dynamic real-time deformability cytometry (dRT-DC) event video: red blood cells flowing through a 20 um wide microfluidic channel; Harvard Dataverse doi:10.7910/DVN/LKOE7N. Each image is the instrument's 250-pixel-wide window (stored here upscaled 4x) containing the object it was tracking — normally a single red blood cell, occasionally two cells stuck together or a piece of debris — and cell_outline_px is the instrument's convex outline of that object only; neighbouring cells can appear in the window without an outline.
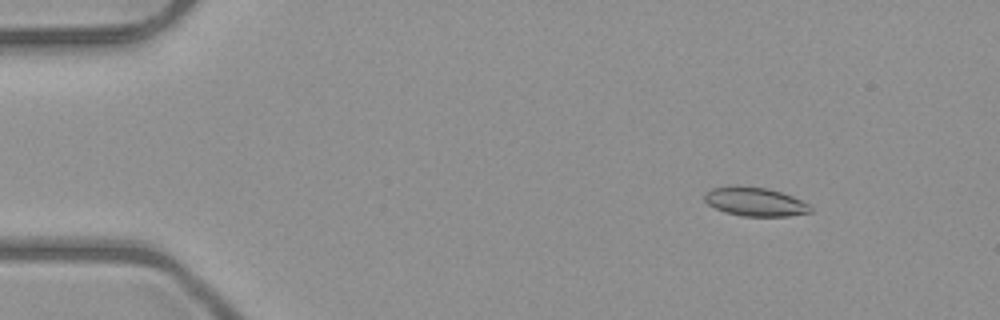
{"species": "common noctule bat (a hibernating species)", "species_latin": "Nyctalus noctula", "temperature_condition": "room temperature", "stored_images_in_passage": 52, "camera_frame_rate_fps": 3000, "um_per_image_px": 0.085, "animal": {"sex": "male", "body_mass_g": 23.1, "forearm_length_mm": 52.7}, "frame": {"image": 1, "passage_image": 7, "time_ms": 2.0, "image_size_px": [1000, 320], "cell_outline_px": [[812, 212], [788, 216], [744, 216], [724, 212], [708, 204], [704, 200], [704, 196], [712, 188], [732, 184], [768, 188], [792, 196], [808, 204], [812, 208]], "centroid_in_image_um": [64.16, 17.13], "position_along_channel_um": 20.8, "area_um2": 17.86}}
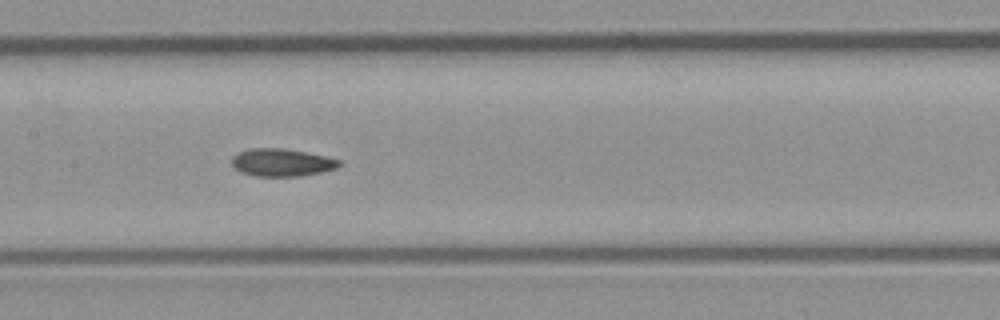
{"frame": {"image": 2, "passage_image": 26, "time_ms": 8.333, "image_size_px": [1000, 320], "cell_outline_px": [[340, 164], [336, 168], [320, 172], [300, 176], [256, 176], [240, 172], [232, 164], [232, 156], [236, 152], [248, 148], [284, 148], [328, 156], [340, 160]], "centroid_in_image_um": [23.92, 13.79], "position_along_channel_um": 183.5, "area_um2": 17.4}}
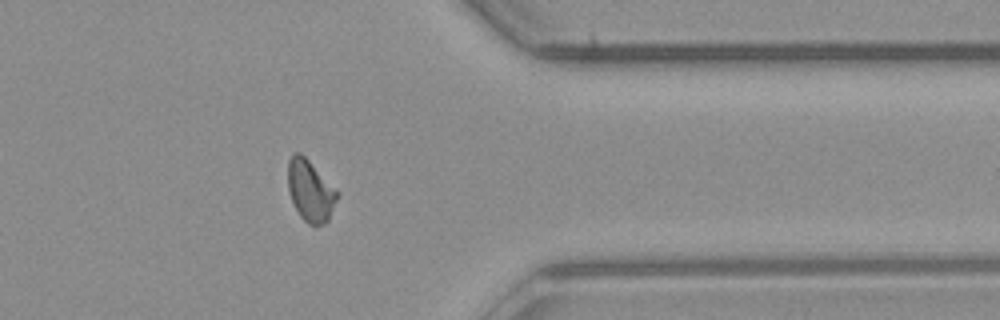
{"frame": {"image": 3, "passage_image": 42, "time_ms": 13.667, "image_size_px": [1000, 320], "cell_outline_px": [[336, 200], [328, 220], [324, 224], [316, 228], [308, 224], [300, 216], [292, 200], [288, 188], [288, 160], [296, 152], [300, 152], [336, 188]], "centroid_in_image_um": [26.37, 16.24], "position_along_channel_um": 385.0, "area_um2": 17.4}, "authors_computed_cell_mechanics": {"area_um2": 17.3978, "velocity_mm_per_s": 4.0221, "shape_relaxation_time_tau1_ms": null, "shape_relaxation_time_tau2_ms": 2.7562, "deformation_change_tau1": null, "deformation_change_tau2": 0.0823}}